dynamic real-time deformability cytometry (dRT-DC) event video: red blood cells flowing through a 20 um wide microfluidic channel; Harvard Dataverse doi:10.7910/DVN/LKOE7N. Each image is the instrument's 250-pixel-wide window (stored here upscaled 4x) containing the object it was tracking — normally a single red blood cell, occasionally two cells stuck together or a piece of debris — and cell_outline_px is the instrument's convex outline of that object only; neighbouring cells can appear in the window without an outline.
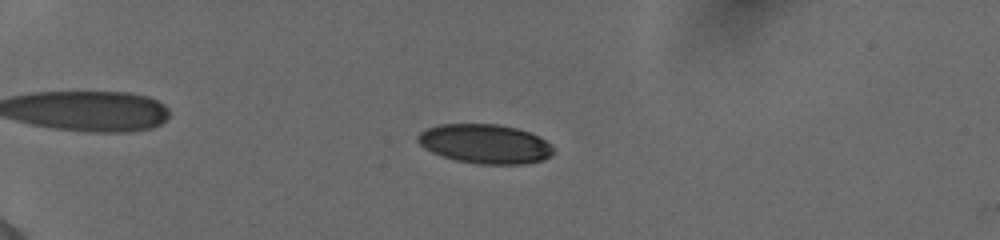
{"species": "human", "species_latin": "Homo sapiens", "temperature_condition": "cold", "stored_images_in_passage": 55, "camera_frame_rate_fps": 3000, "um_per_image_px": 0.085, "donor": {"sex": "female"}, "frame": {"image": 1, "passage_image": 16, "time_ms": 5.0, "image_size_px": [1000, 240], "cell_outline_px": [[552, 156], [544, 160], [520, 164], [480, 164], [456, 160], [432, 152], [424, 148], [416, 140], [416, 136], [420, 132], [428, 128], [440, 124], [500, 124], [516, 128], [528, 132], [544, 140], [552, 148]], "centroid_in_image_um": [41.19, 12.23], "position_along_channel_um": 43.8, "area_um2": 30.81}}
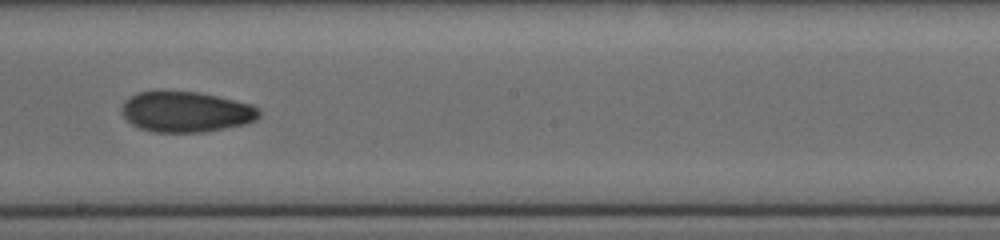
{"frame": {"image": 2, "passage_image": 35, "time_ms": 11.333, "image_size_px": [1000, 240], "cell_outline_px": [[260, 116], [256, 120], [244, 124], [204, 132], [156, 132], [140, 128], [132, 124], [120, 112], [120, 108], [124, 100], [136, 92], [156, 88], [164, 88], [200, 92], [252, 104], [260, 108]], "centroid_in_image_um": [15.76, 9.45], "position_along_channel_um": 232.4, "area_um2": 33.52}}
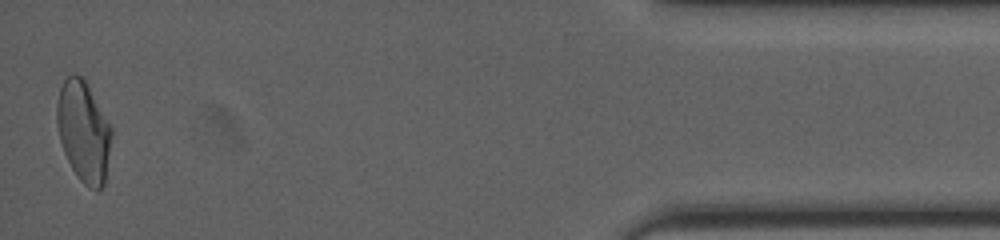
{"frame": {"image": 3, "passage_image": 55, "time_ms": 18.0, "image_size_px": [1000, 240], "cell_outline_px": [[112, 136], [104, 184], [96, 192], [88, 188], [76, 176], [64, 152], [60, 140], [56, 120], [56, 104], [60, 88], [64, 80], [72, 72], [80, 76], [84, 80], [112, 128]], "centroid_in_image_um": [7.09, 11.2], "position_along_channel_um": 428.1, "area_um2": 31.91}, "authors_computed_cell_mechanics": {"area_um2": 31.6744, "velocity_mm_per_s": 3.8864, "shape_relaxation_time_tau1_ms": 8.0288, "shape_relaxation_time_tau2_ms": 2.9141, "deformation_change_tau1": 0.1881, "deformation_change_tau2": 0.0733}}